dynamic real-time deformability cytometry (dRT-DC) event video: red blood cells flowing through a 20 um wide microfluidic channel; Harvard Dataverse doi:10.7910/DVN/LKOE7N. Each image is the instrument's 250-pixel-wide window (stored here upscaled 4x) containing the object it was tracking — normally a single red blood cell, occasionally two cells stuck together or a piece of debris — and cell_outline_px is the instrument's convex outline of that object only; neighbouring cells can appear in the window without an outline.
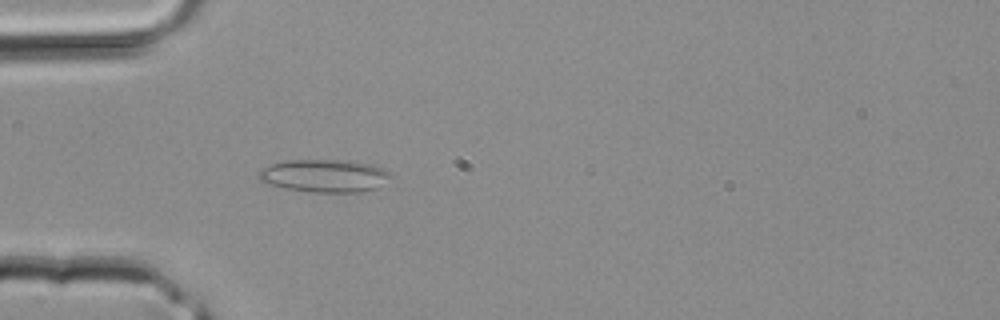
{"species": "common noctule bat (a hibernating species)", "species_latin": "Nyctalus noctula", "temperature_condition": "room temperature", "stored_images_in_passage": 35, "camera_frame_rate_fps": 3000, "um_per_image_px": 0.085, "animal": {"sex": "male", "body_mass_g": 20.4}, "frame": {"image": 1, "passage_image": 12, "time_ms": 3.667, "image_size_px": [1000, 320], "cell_outline_px": [[396, 176], [392, 180], [376, 188], [360, 192], [312, 192], [284, 188], [268, 184], [260, 180], [256, 176], [268, 164], [284, 160], [348, 160], [372, 164], [384, 168]], "centroid_in_image_um": [27.64, 14.93], "position_along_channel_um": 57.4, "area_um2": 25.72}}
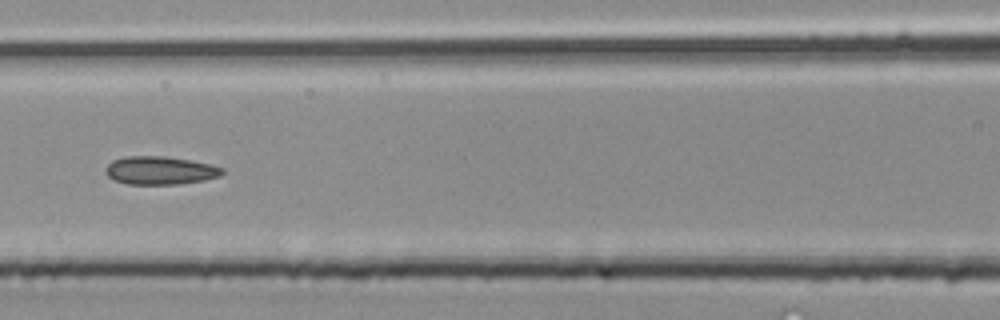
{"frame": {"image": 2, "passage_image": 18, "time_ms": 5.667, "image_size_px": [1000, 320], "cell_outline_px": [[224, 172], [220, 176], [204, 180], [176, 184], [128, 184], [112, 180], [104, 172], [104, 168], [112, 160], [124, 156], [164, 156], [212, 164], [224, 168]], "centroid_in_image_um": [13.57, 14.48], "position_along_channel_um": 153.0, "area_um2": 19.31}}
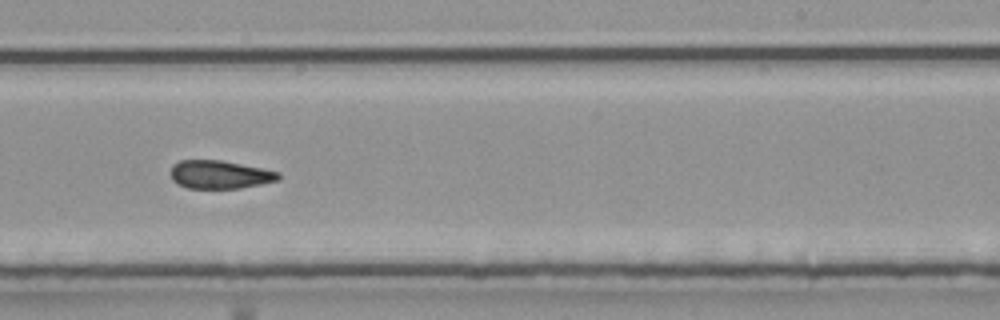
{"frame": {"image": 3, "passage_image": 25, "time_ms": 8.0, "image_size_px": [1000, 320], "cell_outline_px": [[280, 180], [240, 188], [188, 188], [172, 180], [168, 172], [172, 164], [180, 160], [220, 160], [280, 172]], "centroid_in_image_um": [18.64, 14.83], "position_along_channel_um": 270.4, "area_um2": 17.74}}